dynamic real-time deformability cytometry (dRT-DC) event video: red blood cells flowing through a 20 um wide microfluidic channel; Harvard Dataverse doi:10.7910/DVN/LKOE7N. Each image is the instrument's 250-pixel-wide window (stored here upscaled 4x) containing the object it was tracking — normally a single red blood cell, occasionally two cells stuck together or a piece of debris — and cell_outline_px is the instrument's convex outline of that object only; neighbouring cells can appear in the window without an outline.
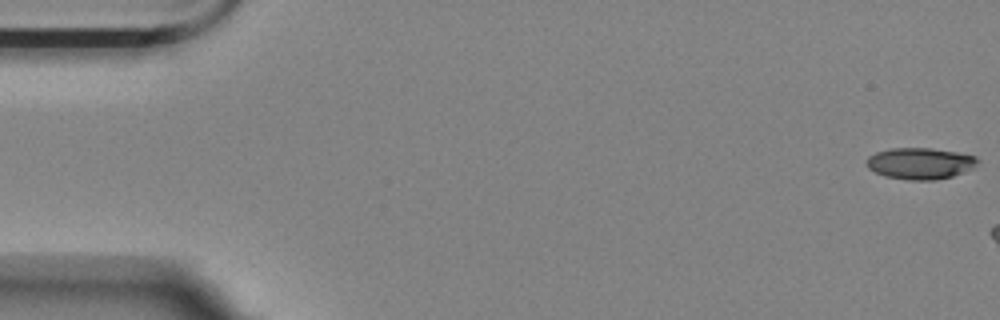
{"species": "Egyptian fruit bat (a non-hibernating species)", "species_latin": "Rousettus aegyptiacus", "temperature_condition": "room temperature", "stored_images_in_passage": 7, "camera_frame_rate_fps": 3000, "um_per_image_px": 0.085, "animal": {"sex": "female"}, "frame": {"image": 1, "passage_image": 1, "time_ms": 0.0, "image_size_px": [1000, 320], "cell_outline_px": [[980, 160], [972, 168], [964, 172], [952, 176], [936, 180], [908, 180], [884, 176], [868, 168], [864, 160], [868, 156], [876, 152], [892, 148], [932, 148], [956, 152], [976, 156]], "centroid_in_image_um": [78.19, 13.89], "position_along_channel_um": 6.8, "area_um2": 20.46}}